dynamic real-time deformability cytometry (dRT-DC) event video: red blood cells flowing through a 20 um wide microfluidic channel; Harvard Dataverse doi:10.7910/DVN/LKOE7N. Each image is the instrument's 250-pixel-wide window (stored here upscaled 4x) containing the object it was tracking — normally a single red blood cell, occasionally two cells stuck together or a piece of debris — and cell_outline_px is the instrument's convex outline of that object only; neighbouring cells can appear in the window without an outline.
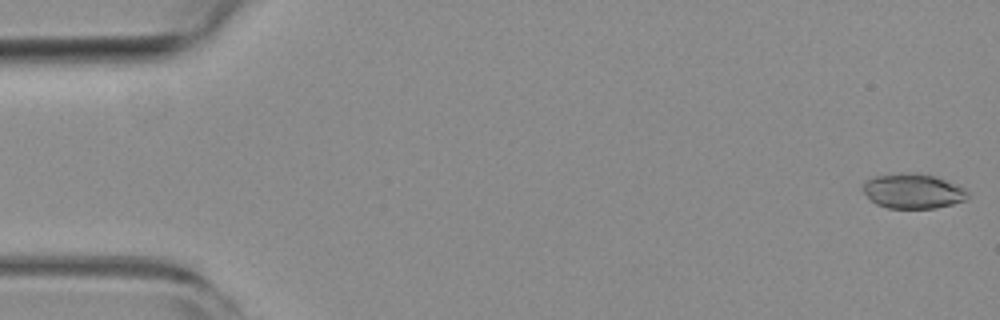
{"species": "common noctule bat (a hibernating species)", "species_latin": "Nyctalus noctula", "temperature_condition": "room temperature", "stored_images_in_passage": 52, "camera_frame_rate_fps": 3000, "um_per_image_px": 0.085, "animal": {"sex": "female", "body_mass_g": 19.3, "forearm_length_mm": 54.1}, "frame": {"image": 1, "passage_image": 1, "time_ms": 0.0, "image_size_px": [1000, 320], "cell_outline_px": [[968, 200], [936, 208], [888, 208], [876, 204], [864, 192], [864, 180], [872, 176], [900, 172], [920, 172], [936, 176], [968, 188]], "centroid_in_image_um": [77.65, 16.21], "position_along_channel_um": 7.4, "area_um2": 21.79}}
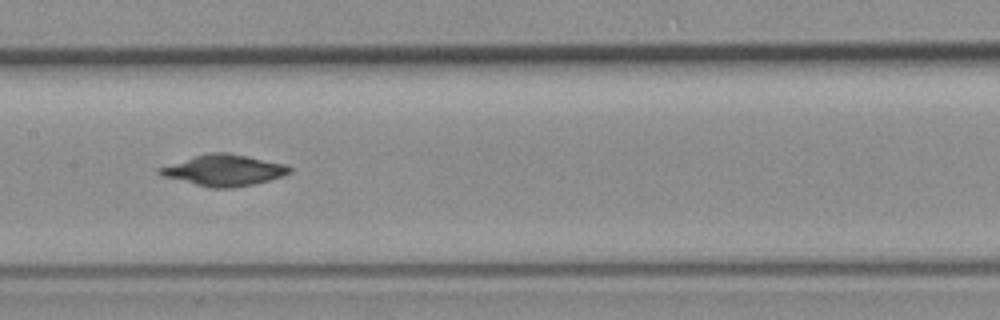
{"frame": {"image": 2, "passage_image": 26, "time_ms": 8.333, "image_size_px": [1000, 320], "cell_outline_px": [[292, 172], [268, 180], [252, 184], [232, 188], [212, 188], [164, 176], [156, 172], [156, 168], [196, 156], [212, 152], [228, 152], [288, 164], [292, 168]], "centroid_in_image_um": [19.06, 14.46], "position_along_channel_um": 188.3, "area_um2": 23.29}}
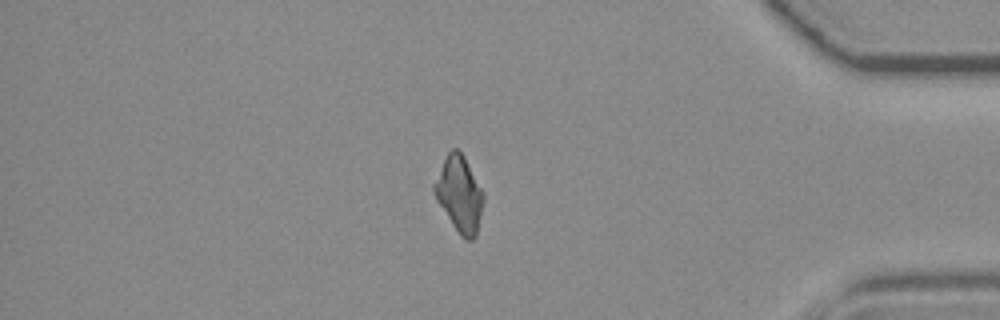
{"frame": {"image": 3, "passage_image": 45, "time_ms": 14.667, "image_size_px": [1000, 320], "cell_outline_px": [[484, 200], [476, 236], [472, 240], [468, 240], [460, 236], [436, 200], [432, 192], [432, 184], [448, 152], [452, 148], [456, 148], [464, 156], [484, 192]], "centroid_in_image_um": [39.04, 16.5], "position_along_channel_um": 396.2, "area_um2": 21.68}}